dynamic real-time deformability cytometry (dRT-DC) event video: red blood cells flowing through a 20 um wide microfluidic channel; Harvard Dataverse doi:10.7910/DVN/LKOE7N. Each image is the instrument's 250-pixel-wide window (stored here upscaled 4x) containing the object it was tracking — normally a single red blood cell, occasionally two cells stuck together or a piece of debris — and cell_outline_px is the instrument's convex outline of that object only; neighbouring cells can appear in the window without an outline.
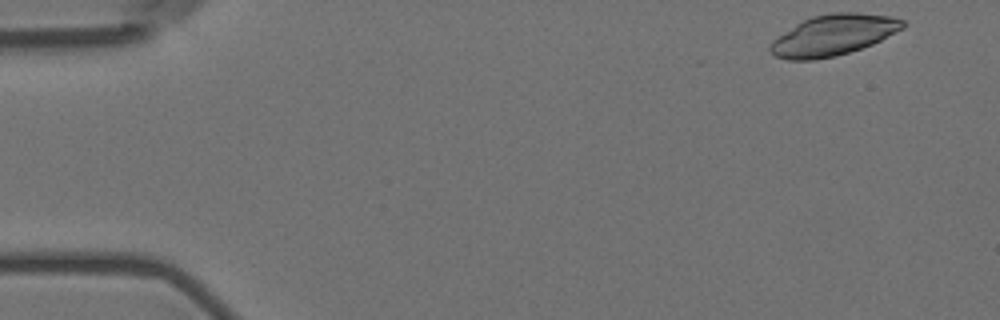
{"species": "Egyptian fruit bat (a non-hibernating species)", "species_latin": "Rousettus aegyptiacus", "temperature_condition": "room temperature", "stored_images_in_passage": 5, "camera_frame_rate_fps": 3000, "um_per_image_px": 0.085, "animal": {"sex": "female"}, "frame": {"image": 1, "passage_image": 1, "time_ms": 0.0, "image_size_px": [1000, 320], "cell_outline_px": [[908, 24], [904, 28], [872, 44], [836, 56], [816, 60], [788, 60], [776, 56], [768, 48], [772, 40], [796, 24], [812, 16], [832, 12], [856, 12], [892, 16], [904, 20]], "centroid_in_image_um": [70.85, 2.98], "position_along_channel_um": 14.1, "area_um2": 31.56}}